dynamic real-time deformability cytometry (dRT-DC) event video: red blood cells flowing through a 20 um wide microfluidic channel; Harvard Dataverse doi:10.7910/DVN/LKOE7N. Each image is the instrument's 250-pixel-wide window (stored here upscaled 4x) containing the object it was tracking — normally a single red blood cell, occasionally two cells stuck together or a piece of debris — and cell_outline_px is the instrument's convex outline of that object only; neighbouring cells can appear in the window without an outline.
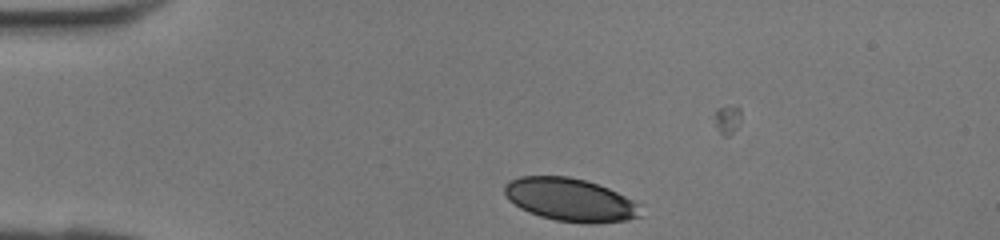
{"species": "human", "species_latin": "Homo sapiens", "temperature_condition": "room temperature", "stored_images_in_passage": 28, "camera_frame_rate_fps": 3000, "um_per_image_px": 0.085, "donor": {"sex": "female"}, "frame": {"image": 1, "passage_image": 3, "time_ms": 0.667, "image_size_px": [1000, 240], "cell_outline_px": [[640, 216], [628, 220], [592, 224], [588, 224], [556, 220], [540, 216], [528, 212], [520, 208], [508, 200], [504, 192], [504, 184], [508, 180], [520, 176], [568, 176], [588, 180], [608, 188], [640, 204]], "centroid_in_image_um": [48.44, 16.97], "position_along_channel_um": 36.6, "area_um2": 34.33}}
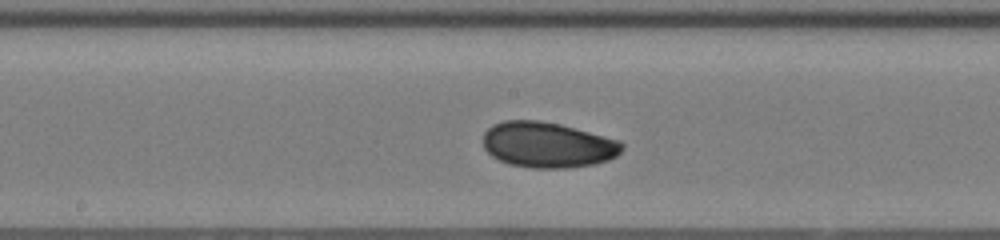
{"frame": {"image": 2, "passage_image": 16, "time_ms": 5.0, "image_size_px": [1000, 240], "cell_outline_px": [[624, 148], [616, 156], [608, 160], [592, 164], [564, 168], [532, 168], [508, 164], [492, 156], [484, 148], [484, 132], [492, 124], [504, 120], [540, 120], [560, 124], [620, 140], [624, 144]], "centroid_in_image_um": [46.54, 12.3], "position_along_channel_um": 201.7, "area_um2": 36.99}}
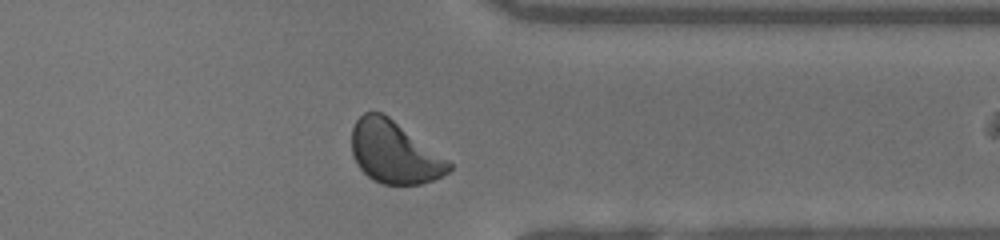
{"frame": {"image": 3, "passage_image": 27, "time_ms": 8.667, "image_size_px": [1000, 240], "cell_outline_px": [[452, 168], [448, 172], [432, 180], [420, 184], [384, 184], [372, 180], [356, 164], [352, 156], [352, 128], [356, 120], [364, 112], [380, 112], [388, 116], [448, 160], [452, 164]], "centroid_in_image_um": [33.48, 12.95], "position_along_channel_um": 377.9, "area_um2": 34.85}}